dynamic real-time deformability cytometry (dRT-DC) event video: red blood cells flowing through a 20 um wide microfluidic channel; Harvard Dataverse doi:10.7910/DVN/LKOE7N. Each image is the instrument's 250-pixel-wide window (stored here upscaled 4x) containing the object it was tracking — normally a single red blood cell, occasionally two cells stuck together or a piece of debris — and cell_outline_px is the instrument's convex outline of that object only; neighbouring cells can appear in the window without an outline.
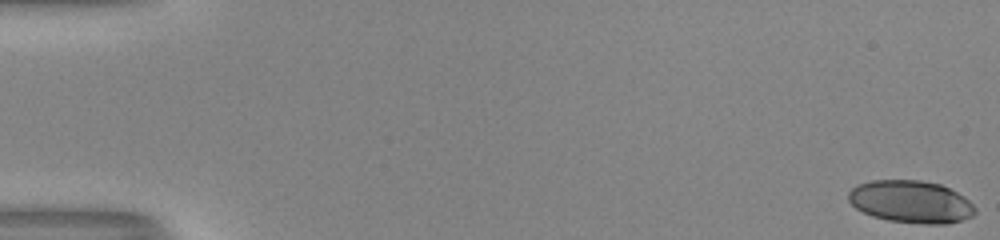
{"species": "human", "species_latin": "Homo sapiens", "temperature_condition": "room temperature", "stored_images_in_passage": 53, "camera_frame_rate_fps": 3000, "um_per_image_px": 0.085, "donor": {"sex": "male"}, "frame": {"image": 1, "passage_image": 1, "time_ms": 0.0, "image_size_px": [1000, 240], "cell_outline_px": [[976, 212], [972, 216], [948, 224], [924, 224], [888, 220], [872, 216], [856, 208], [848, 200], [848, 192], [856, 184], [872, 180], [920, 180], [940, 184], [964, 196], [976, 208]], "centroid_in_image_um": [77.41, 17.14], "position_along_channel_um": 7.6, "area_um2": 31.33}}
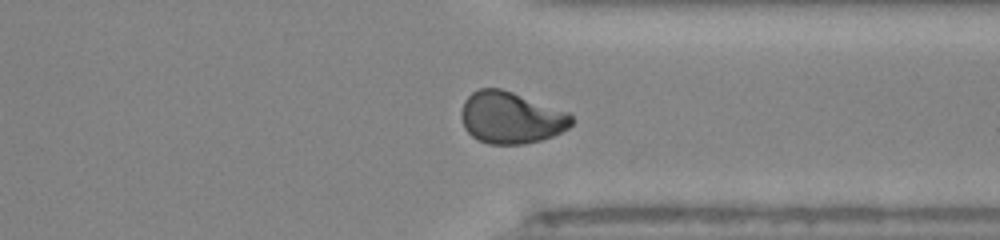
{"frame": {"image": 2, "passage_image": 41, "time_ms": 13.333, "image_size_px": [1000, 240], "cell_outline_px": [[572, 124], [568, 128], [552, 136], [540, 140], [524, 144], [488, 144], [472, 136], [464, 128], [460, 116], [460, 112], [464, 100], [472, 92], [480, 88], [500, 88], [512, 92], [568, 112], [572, 116]], "centroid_in_image_um": [43.39, 10.0], "position_along_channel_um": 368.0, "area_um2": 33.18}}
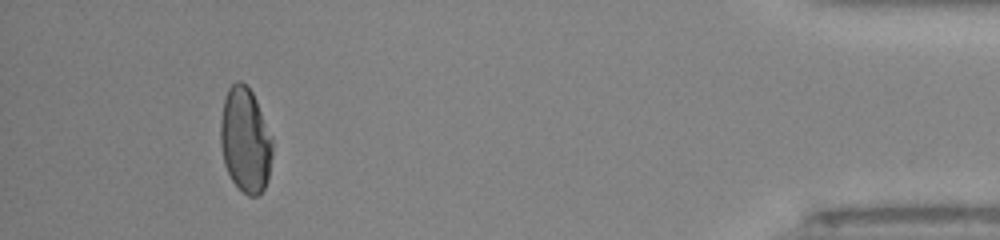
{"frame": {"image": 3, "passage_image": 49, "time_ms": 16.0, "image_size_px": [1000, 240], "cell_outline_px": [[272, 156], [268, 180], [264, 188], [256, 196], [248, 196], [232, 180], [224, 164], [220, 144], [220, 120], [224, 100], [228, 88], [236, 80], [240, 80], [252, 92], [256, 100], [272, 136]], "centroid_in_image_um": [20.85, 11.9], "position_along_channel_um": 414.4, "area_um2": 31.79}, "authors_computed_cell_mechanics": {"area_um2": 32.7148, "velocity_mm_per_s": 4.0851, "shape_relaxation_time_tau1_ms": 10.1024, "shape_relaxation_time_tau2_ms": 1.9234, "deformation_change_tau1": 0.265, "deformation_change_tau2": 0.0544}}